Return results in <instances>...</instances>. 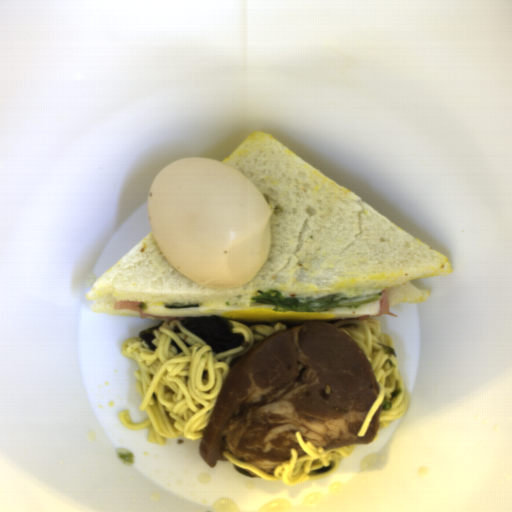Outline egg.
<instances>
[{
    "label": "egg",
    "mask_w": 512,
    "mask_h": 512,
    "mask_svg": "<svg viewBox=\"0 0 512 512\" xmlns=\"http://www.w3.org/2000/svg\"><path fill=\"white\" fill-rule=\"evenodd\" d=\"M147 218L167 262L205 288L248 284L266 263L272 212L248 176L218 160L185 156L163 168Z\"/></svg>",
    "instance_id": "egg-1"
},
{
    "label": "egg",
    "mask_w": 512,
    "mask_h": 512,
    "mask_svg": "<svg viewBox=\"0 0 512 512\" xmlns=\"http://www.w3.org/2000/svg\"><path fill=\"white\" fill-rule=\"evenodd\" d=\"M167 303H149L146 314L188 318L222 316L227 320H237L249 327L265 324L274 327L277 323L287 326H300L307 322L336 323L349 319H360L363 315H374L380 311V302L365 304L355 308L334 307L322 312L274 311L272 305L253 302L249 308L199 306L195 308L169 309Z\"/></svg>",
    "instance_id": "egg-2"
}]
</instances>
